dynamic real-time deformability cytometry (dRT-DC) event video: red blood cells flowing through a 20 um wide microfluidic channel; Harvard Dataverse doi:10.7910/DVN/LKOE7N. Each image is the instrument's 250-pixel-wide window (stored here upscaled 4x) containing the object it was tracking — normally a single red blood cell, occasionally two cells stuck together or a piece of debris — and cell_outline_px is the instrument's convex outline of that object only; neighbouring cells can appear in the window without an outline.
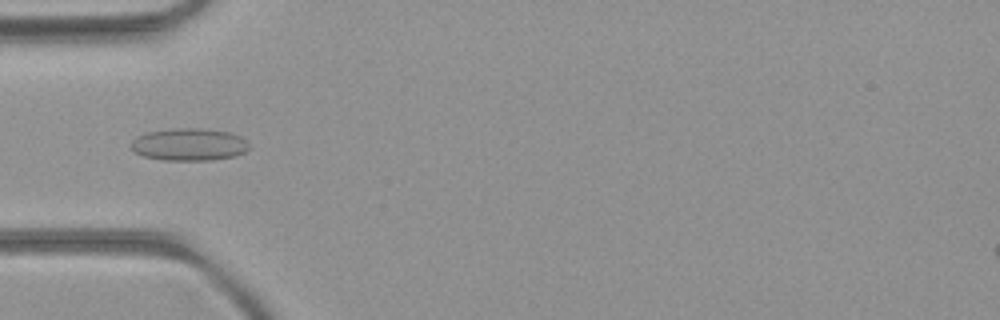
{"species": "common noctule bat (a hibernating species)", "species_latin": "Nyctalus noctula", "temperature_condition": "room temperature", "stored_images_in_passage": 51, "camera_frame_rate_fps": 3000, "um_per_image_px": 0.085, "animal": {"sex": "female", "body_mass_g": 21.9}, "frame": {"image": 1, "passage_image": 16, "time_ms": 5.0, "image_size_px": [1000, 320], "cell_outline_px": [[248, 148], [244, 152], [236, 156], [212, 160], [164, 160], [144, 156], [136, 152], [128, 144], [136, 136], [148, 132], [176, 128], [196, 128], [228, 132], [240, 136], [248, 144]], "centroid_in_image_um": [16.04, 12.28], "position_along_channel_um": 69.0, "area_um2": 22.14}}
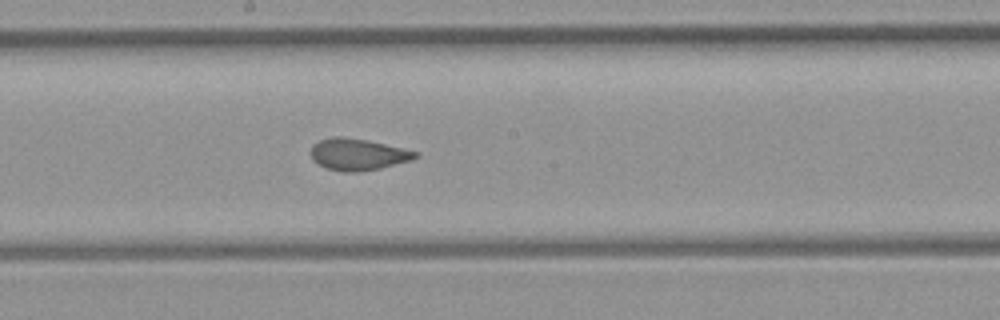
{"frame": {"image": 2, "passage_image": 27, "time_ms": 8.667, "image_size_px": [1000, 320], "cell_outline_px": [[420, 156], [412, 160], [380, 168], [360, 172], [344, 172], [328, 168], [312, 160], [308, 152], [312, 144], [320, 140], [332, 136], [344, 136], [404, 148], [420, 152]], "centroid_in_image_um": [30.4, 13.12], "position_along_channel_um": 217.8, "area_um2": 19.48}}
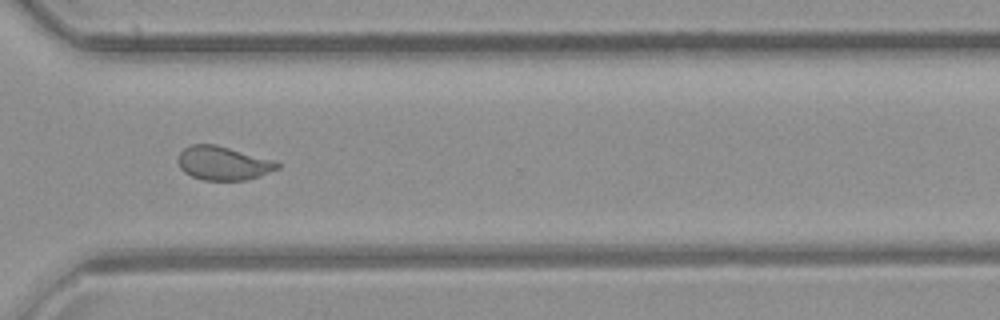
{"frame": {"image": 3, "passage_image": 37, "time_ms": 12.0, "image_size_px": [1000, 320], "cell_outline_px": [[280, 168], [260, 176], [244, 180], [204, 180], [192, 176], [184, 172], [180, 168], [176, 160], [180, 152], [184, 148], [192, 144], [216, 144], [272, 160], [280, 164]], "centroid_in_image_um": [18.93, 13.87], "position_along_channel_um": 351.7, "area_um2": 19.48}, "authors_computed_cell_mechanics": {"area_um2": 20.0566, "velocity_mm_per_s": 4.0267, "shape_relaxation_time_tau1_ms": null, "shape_relaxation_time_tau2_ms": 0.8139, "deformation_change_tau1": null, "deformation_change_tau2": 0.05}}